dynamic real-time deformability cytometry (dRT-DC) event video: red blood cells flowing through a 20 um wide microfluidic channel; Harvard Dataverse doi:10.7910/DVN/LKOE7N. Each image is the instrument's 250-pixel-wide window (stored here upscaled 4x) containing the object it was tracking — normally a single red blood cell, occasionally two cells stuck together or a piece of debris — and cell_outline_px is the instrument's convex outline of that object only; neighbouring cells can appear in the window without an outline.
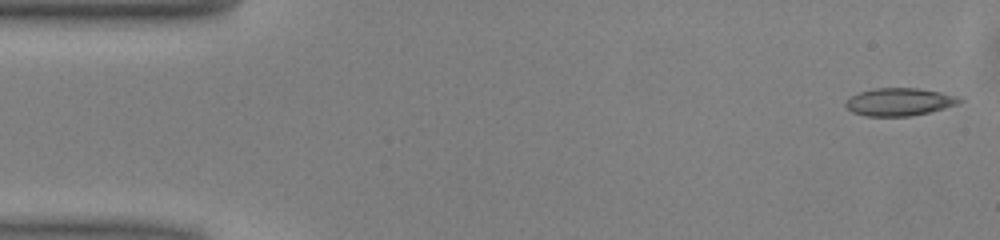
{"species": "common noctule bat (a hibernating species)", "species_latin": "Nyctalus noctula", "temperature_condition": "warm", "stored_images_in_passage": 49, "camera_frame_rate_fps": 3000, "um_per_image_px": 0.085, "animal": {"sex": "male", "body_mass_g": 13.0, "forearm_length_mm": 53.1}, "frame": {"image": 1, "passage_image": 1, "time_ms": 0.0, "image_size_px": [1000, 240], "cell_outline_px": [[964, 100], [956, 104], [944, 108], [928, 112], [908, 116], [868, 116], [852, 112], [844, 104], [852, 96], [860, 92], [876, 88], [920, 88], [940, 92], [956, 96]], "centroid_in_image_um": [76.45, 8.65], "position_along_channel_um": 8.6, "area_um2": 18.09}}
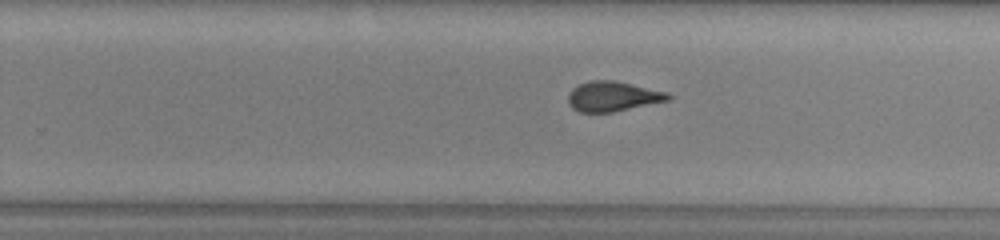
{"frame": {"image": 2, "passage_image": 30, "time_ms": 9.667, "image_size_px": [1000, 240], "cell_outline_px": [[672, 100], [612, 112], [580, 112], [572, 108], [568, 104], [568, 92], [572, 88], [588, 80], [612, 80], [668, 92], [672, 96]], "centroid_in_image_um": [52.09, 8.19], "position_along_channel_um": 277.7, "area_um2": 17.57}}
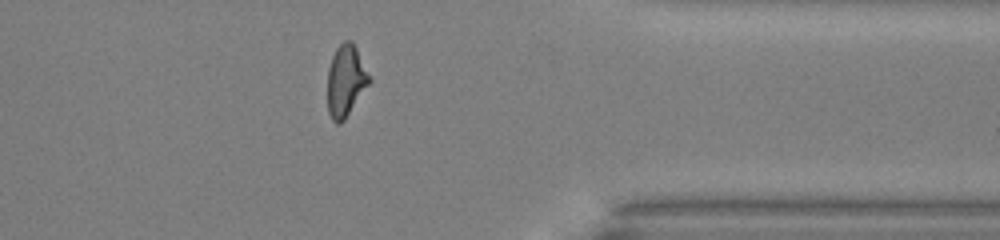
{"frame": {"image": 3, "passage_image": 39, "time_ms": 12.667, "image_size_px": [1000, 240], "cell_outline_px": [[372, 80], [344, 120], [340, 124], [336, 124], [332, 120], [328, 112], [328, 68], [332, 56], [336, 48], [344, 40], [352, 40]], "centroid_in_image_um": [29.38, 6.86], "position_along_channel_um": 382.0, "area_um2": 17.4}, "authors_computed_cell_mechanics": {"area_um2": 17.6868, "velocity_mm_per_s": 4.0335, "shape_relaxation_time_tau1_ms": 4.7017, "shape_relaxation_time_tau2_ms": 1.7377, "deformation_change_tau1": 0.1648, "deformation_change_tau2": 0.1019}}